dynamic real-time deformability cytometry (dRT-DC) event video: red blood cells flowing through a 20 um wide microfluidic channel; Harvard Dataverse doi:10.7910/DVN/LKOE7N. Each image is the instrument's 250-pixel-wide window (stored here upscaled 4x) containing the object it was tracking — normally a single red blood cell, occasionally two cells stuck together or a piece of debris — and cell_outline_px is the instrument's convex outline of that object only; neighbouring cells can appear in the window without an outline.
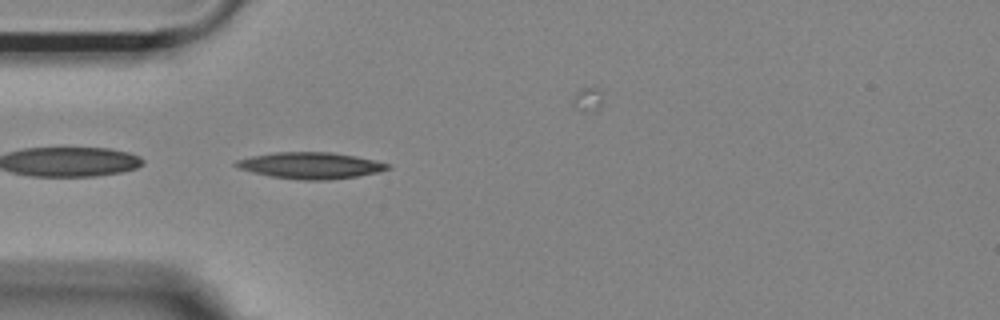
{"species": "Egyptian fruit bat (a non-hibernating species)", "species_latin": "Rousettus aegyptiacus", "temperature_condition": "room temperature", "stored_images_in_passage": 32, "camera_frame_rate_fps": 3000, "um_per_image_px": 0.085, "animal": {"sex": "female"}, "frame": {"image": 1, "passage_image": 1, "time_ms": 0.0, "image_size_px": [1000, 320], "cell_outline_px": [[392, 168], [380, 172], [356, 176], [324, 180], [304, 180], [272, 176], [252, 172], [236, 168], [232, 164], [236, 160], [252, 156], [276, 152], [332, 152], [356, 156], [376, 160], [392, 164]], "centroid_in_image_um": [26.42, 14.06], "position_along_channel_um": 58.6, "area_um2": 23.41}}
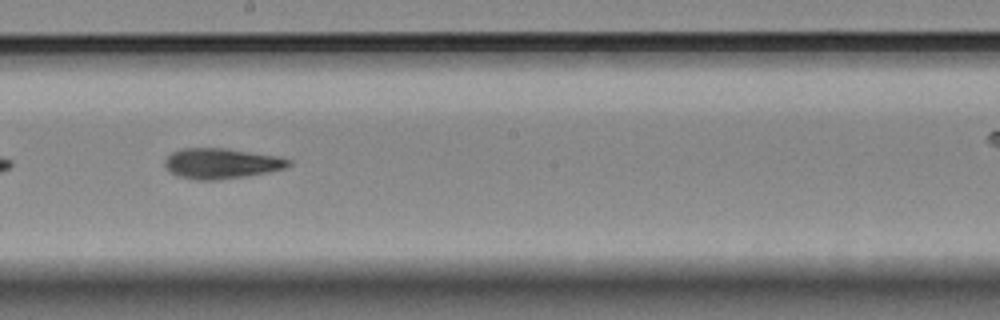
{"frame": {"image": 2, "passage_image": 15, "time_ms": 4.667, "image_size_px": [1000, 320], "cell_outline_px": [[292, 164], [284, 168], [244, 176], [216, 180], [196, 180], [176, 176], [164, 164], [164, 160], [172, 152], [180, 148], [224, 148], [276, 156], [292, 160]], "centroid_in_image_um": [18.77, 13.89], "position_along_channel_um": 229.4, "area_um2": 21.68}}
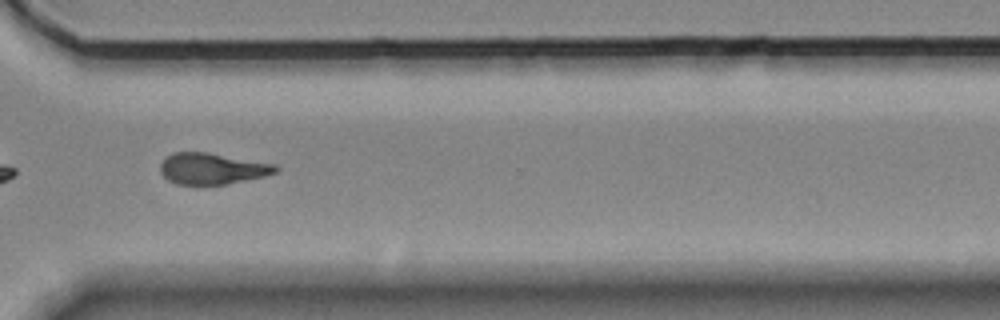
{"frame": {"image": 3, "passage_image": 25, "time_ms": 8.0, "image_size_px": [1000, 320], "cell_outline_px": [[280, 168], [276, 172], [264, 176], [224, 184], [176, 184], [168, 180], [160, 172], [160, 164], [164, 156], [172, 152], [208, 152], [276, 164]], "centroid_in_image_um": [18.0, 14.31], "position_along_channel_um": 352.6, "area_um2": 21.04}, "authors_computed_cell_mechanics": {"area_um2": 21.3571, "velocity_mm_per_s": 3.7052, "shape_relaxation_time_tau1_ms": null, "shape_relaxation_time_tau2_ms": 2.4333, "deformation_change_tau1": null, "deformation_change_tau2": 0.1177}}